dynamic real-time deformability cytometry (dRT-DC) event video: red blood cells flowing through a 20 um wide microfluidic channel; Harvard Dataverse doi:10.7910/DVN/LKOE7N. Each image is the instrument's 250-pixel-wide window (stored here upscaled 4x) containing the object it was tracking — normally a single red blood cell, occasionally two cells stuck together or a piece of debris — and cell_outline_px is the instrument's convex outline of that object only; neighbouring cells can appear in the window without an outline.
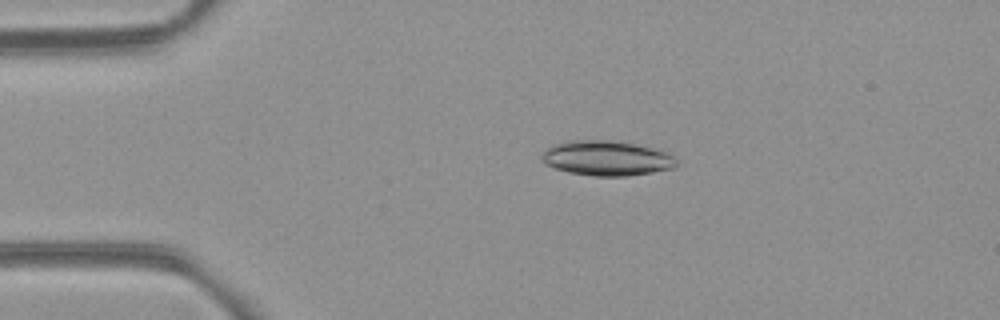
{"species": "common noctule bat (a hibernating species)", "species_latin": "Nyctalus noctula", "temperature_condition": "room temperature", "stored_images_in_passage": 4, "camera_frame_rate_fps": 3000, "um_per_image_px": 0.085, "animal": {"sex": "female", "body_mass_g": 21.9}, "frame": {"image": 1, "passage_image": 3, "time_ms": 2.333, "image_size_px": [1000, 320], "cell_outline_px": [[680, 164], [672, 168], [652, 172], [628, 176], [596, 176], [568, 172], [544, 164], [540, 160], [540, 156], [548, 148], [556, 144], [572, 140], [608, 140], [632, 144], [652, 148], [664, 152], [672, 156]], "centroid_in_image_um": [51.54, 13.46], "position_along_channel_um": 33.5, "area_um2": 27.11}}